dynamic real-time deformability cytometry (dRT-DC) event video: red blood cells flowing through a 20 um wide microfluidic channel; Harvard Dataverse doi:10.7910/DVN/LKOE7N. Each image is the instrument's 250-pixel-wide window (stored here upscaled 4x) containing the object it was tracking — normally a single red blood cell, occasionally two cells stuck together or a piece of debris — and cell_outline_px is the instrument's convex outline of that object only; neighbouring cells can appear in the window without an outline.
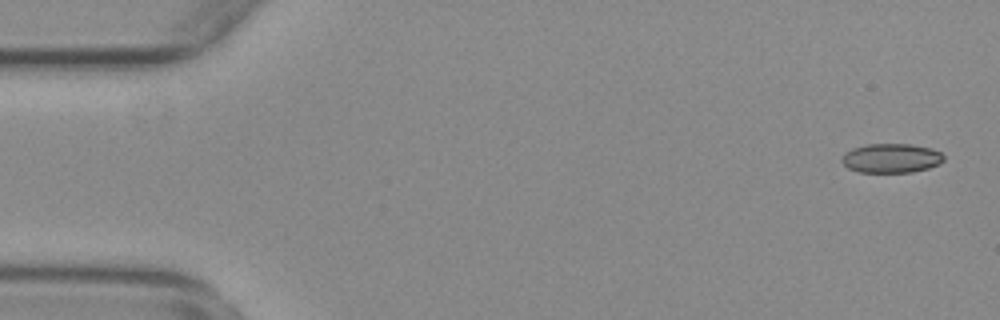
{"species": "common noctule bat (a hibernating species)", "species_latin": "Nyctalus noctula", "temperature_condition": "warm", "stored_images_in_passage": 55, "camera_frame_rate_fps": 3000, "um_per_image_px": 0.085, "animal": {"sex": "female", "body_mass_g": 29.2, "forearm_length_mm": 56.3}, "frame": {"image": 1, "passage_image": 2, "time_ms": 0.333, "image_size_px": [1000, 320], "cell_outline_px": [[944, 160], [940, 164], [928, 168], [912, 172], [860, 172], [848, 168], [840, 160], [844, 152], [852, 148], [868, 144], [912, 144], [932, 148], [940, 152], [944, 156]], "centroid_in_image_um": [75.76, 13.44], "position_along_channel_um": 9.2, "area_um2": 17.51}}
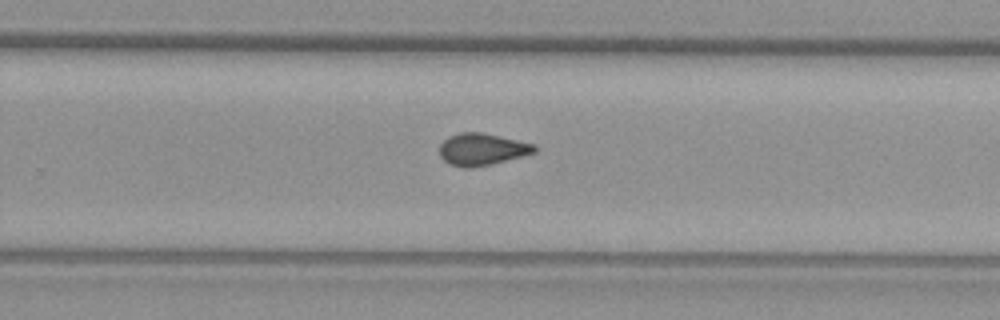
{"frame": {"image": 2, "passage_image": 35, "time_ms": 11.333, "image_size_px": [1000, 320], "cell_outline_px": [[536, 152], [492, 164], [472, 168], [464, 168], [448, 164], [440, 156], [440, 144], [448, 136], [460, 132], [480, 132], [536, 144]], "centroid_in_image_um": [40.95, 12.7], "position_along_channel_um": 288.9, "area_um2": 17.74}}
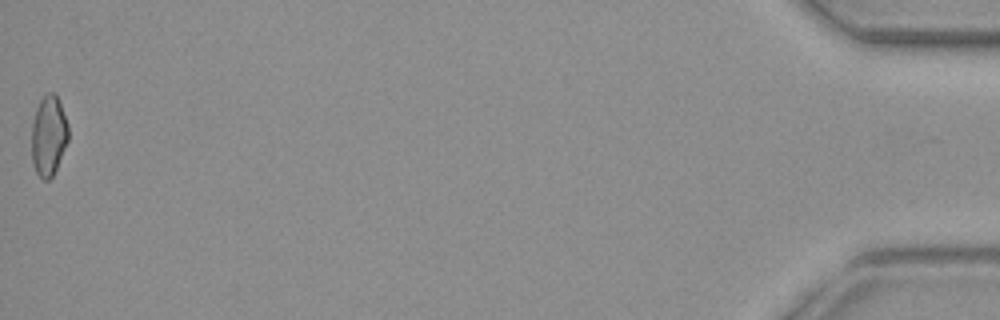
{"frame": {"image": 3, "passage_image": 55, "time_ms": 18.0, "image_size_px": [1000, 320], "cell_outline_px": [[68, 140], [56, 168], [52, 176], [48, 180], [44, 180], [36, 172], [32, 160], [32, 124], [36, 108], [40, 100], [48, 92], [56, 92], [68, 124]], "centroid_in_image_um": [4.13, 11.5], "position_along_channel_um": 431.1, "area_um2": 17.05}, "authors_computed_cell_mechanics": {"area_um2": 17.629, "velocity_mm_per_s": 3.7453, "shape_relaxation_time_tau1_ms": null, "shape_relaxation_time_tau2_ms": 2.2129, "deformation_change_tau1": null, "deformation_change_tau2": 0.0853}}